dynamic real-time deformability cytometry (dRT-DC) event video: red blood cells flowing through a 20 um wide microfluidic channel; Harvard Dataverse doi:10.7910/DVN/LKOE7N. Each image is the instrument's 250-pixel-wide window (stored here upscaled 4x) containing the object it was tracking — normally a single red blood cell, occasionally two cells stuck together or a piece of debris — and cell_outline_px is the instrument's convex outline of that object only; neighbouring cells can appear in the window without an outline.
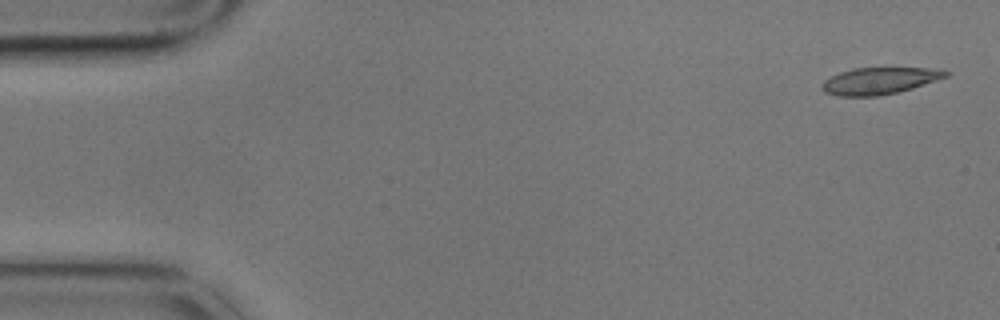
{"species": "common noctule bat (a hibernating species)", "species_latin": "Nyctalus noctula", "temperature_condition": "cold", "stored_images_in_passage": 5, "camera_frame_rate_fps": 3000, "um_per_image_px": 0.085, "animal": {"sex": "male", "body_mass_g": 17.9}, "frame": {"image": 1, "passage_image": 1, "time_ms": 0.0, "image_size_px": [1000, 320], "cell_outline_px": [[952, 72], [948, 76], [912, 88], [880, 96], [836, 96], [824, 92], [820, 88], [820, 84], [824, 80], [840, 72], [852, 68], [944, 68]], "centroid_in_image_um": [74.76, 6.86], "position_along_channel_um": 10.2, "area_um2": 19.54}}
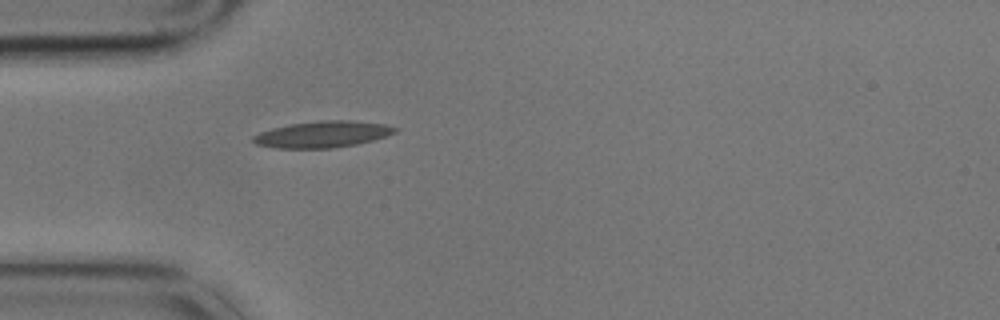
{"frame": {"image": 2, "passage_image": 5, "time_ms": 1.333, "image_size_px": [1000, 320], "cell_outline_px": [[400, 128], [396, 132], [372, 140], [356, 144], [332, 148], [272, 148], [256, 144], [252, 140], [252, 136], [260, 132], [272, 128], [288, 124], [324, 120], [352, 120], [384, 124]], "centroid_in_image_um": [27.39, 11.41], "position_along_channel_um": 57.6, "area_um2": 21.85}}